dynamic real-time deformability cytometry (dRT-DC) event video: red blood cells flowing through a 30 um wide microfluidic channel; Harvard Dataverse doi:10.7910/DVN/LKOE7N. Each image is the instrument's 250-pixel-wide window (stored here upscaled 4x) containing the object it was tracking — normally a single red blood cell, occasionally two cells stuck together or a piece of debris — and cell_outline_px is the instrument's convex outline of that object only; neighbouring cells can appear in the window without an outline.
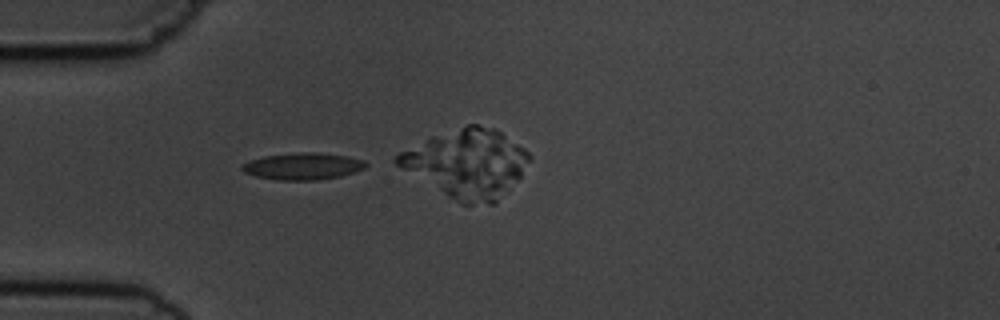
{"species": "common noctule bat (a hibernating species)", "species_latin": "Nyctalus noctula", "temperature_condition": "cold", "stored_images_in_passage": 6, "camera_frame_rate_fps": 3000, "um_per_image_px": 0.085, "animal": {"sex": "male", "body_mass_g": 19.5, "forearm_length_mm": 54.6}, "frame": {"image": 1, "passage_image": 4, "time_ms": 3.333, "image_size_px": [1000, 320], "cell_outline_px": [[368, 164], [364, 168], [340, 176], [316, 180], [280, 180], [256, 176], [244, 172], [240, 168], [240, 164], [264, 156], [304, 152], [316, 152], [348, 156], [364, 160]], "centroid_in_image_um": [25.74, 14.13], "position_along_channel_um": 59.3, "area_um2": 19.19}}